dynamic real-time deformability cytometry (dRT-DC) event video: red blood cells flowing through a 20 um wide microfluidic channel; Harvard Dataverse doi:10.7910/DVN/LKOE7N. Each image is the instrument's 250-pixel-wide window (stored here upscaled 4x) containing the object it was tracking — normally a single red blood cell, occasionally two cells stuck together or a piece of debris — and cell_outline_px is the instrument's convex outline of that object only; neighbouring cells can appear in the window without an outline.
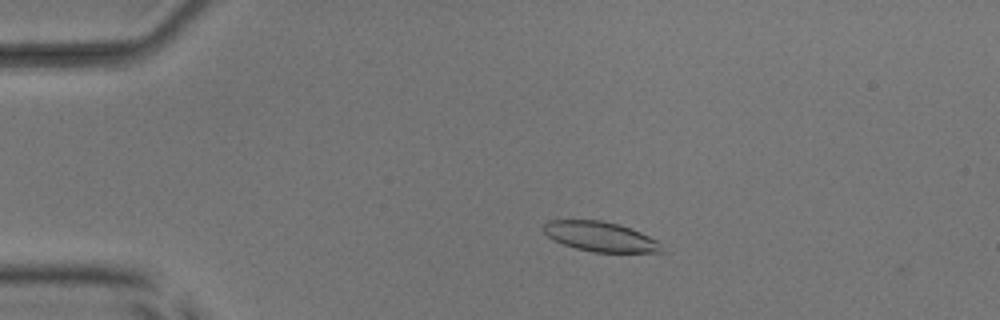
{"species": "common noctule bat (a hibernating species)", "species_latin": "Nyctalus noctula", "temperature_condition": "room temperature", "stored_images_in_passage": 17, "camera_frame_rate_fps": 3000, "um_per_image_px": 0.085, "animal": {"sex": "male", "body_mass_g": 17.9, "forearm_length_mm": 54.2}, "frame": {"image": 1, "passage_image": 12, "time_ms": 3.667, "image_size_px": [1000, 320], "cell_outline_px": [[664, 252], [592, 252], [576, 248], [552, 240], [544, 232], [544, 224], [548, 220], [600, 220], [620, 224], [632, 228], [656, 240]], "centroid_in_image_um": [51.0, 20.1], "position_along_channel_um": 34.0, "area_um2": 20.4}}